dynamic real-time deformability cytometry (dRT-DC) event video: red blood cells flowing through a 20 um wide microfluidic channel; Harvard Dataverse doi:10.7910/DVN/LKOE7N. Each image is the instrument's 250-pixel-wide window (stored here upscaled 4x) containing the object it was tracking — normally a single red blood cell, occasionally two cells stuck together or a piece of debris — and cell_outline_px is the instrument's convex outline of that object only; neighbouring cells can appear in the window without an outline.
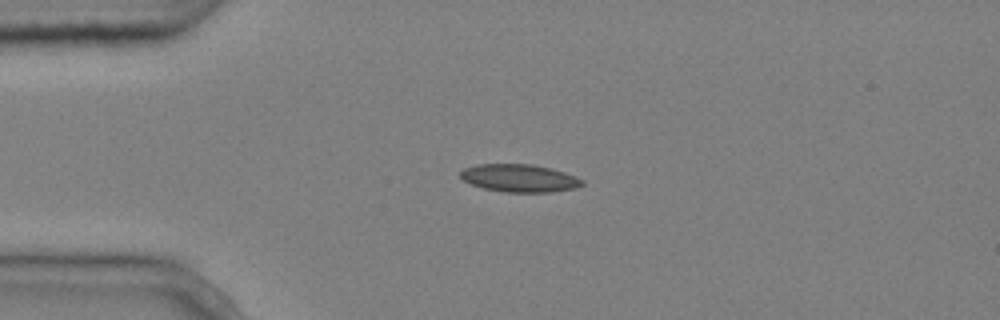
{"species": "common noctule bat (a hibernating species)", "species_latin": "Nyctalus noctula", "temperature_condition": "cold", "stored_images_in_passage": 5, "camera_frame_rate_fps": 3000, "um_per_image_px": 0.085, "animal": {"sex": "male", "body_mass_g": 20.4}, "frame": {"image": 1, "passage_image": 4, "time_ms": 1.0, "image_size_px": [1000, 320], "cell_outline_px": [[584, 184], [576, 188], [552, 192], [504, 192], [484, 188], [472, 184], [464, 180], [460, 176], [460, 172], [464, 168], [476, 164], [532, 164], [552, 168], [576, 176], [584, 180]], "centroid_in_image_um": [44.18, 15.14], "position_along_channel_um": 40.8, "area_um2": 19.77}}